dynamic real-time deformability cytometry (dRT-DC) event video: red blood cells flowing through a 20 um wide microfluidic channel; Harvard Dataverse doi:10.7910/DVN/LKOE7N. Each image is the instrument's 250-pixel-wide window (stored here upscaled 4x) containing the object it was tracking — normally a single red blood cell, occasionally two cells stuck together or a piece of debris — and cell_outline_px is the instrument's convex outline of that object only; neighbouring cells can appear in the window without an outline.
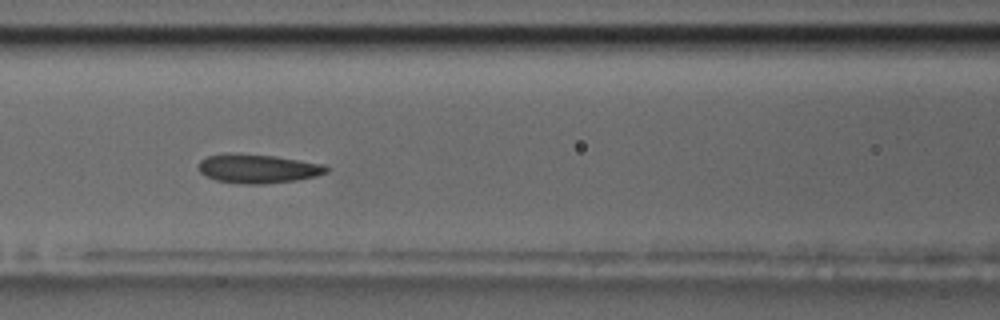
{"species": "common noctule bat (a hibernating species)", "species_latin": "Nyctalus noctula", "temperature_condition": "room temperature", "stored_images_in_passage": 42, "camera_frame_rate_fps": 3000, "um_per_image_px": 0.085, "animal": {"sex": "male", "body_mass_g": 17.5, "forearm_length_mm": 52.3}, "frame": {"image": 1, "passage_image": 21, "time_ms": 6.667, "image_size_px": [1000, 320], "cell_outline_px": [[328, 168], [324, 172], [316, 176], [296, 180], [264, 184], [244, 184], [216, 180], [204, 176], [200, 172], [200, 160], [208, 156], [228, 152], [236, 152], [276, 156], [324, 164]], "centroid_in_image_um": [21.88, 14.32], "position_along_channel_um": 144.7, "area_um2": 21.68}}
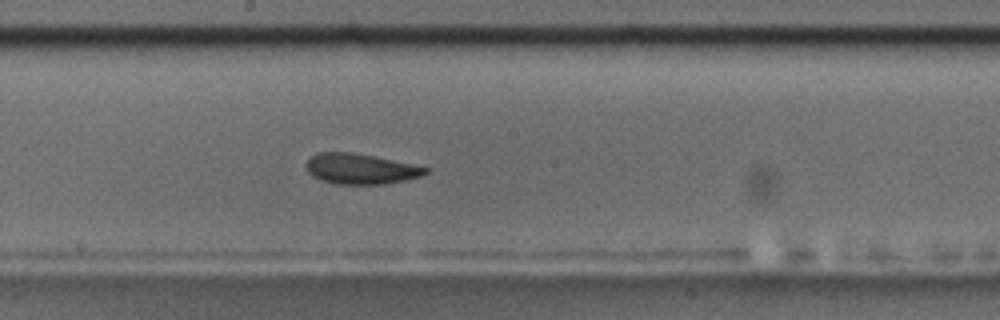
{"frame": {"image": 2, "passage_image": 27, "time_ms": 8.667, "image_size_px": [1000, 320], "cell_outline_px": [[428, 172], [420, 176], [404, 180], [384, 184], [336, 184], [320, 180], [312, 176], [308, 172], [304, 164], [316, 152], [352, 152], [412, 164], [428, 168]], "centroid_in_image_um": [30.59, 14.35], "position_along_channel_um": 217.6, "area_um2": 21.04}}
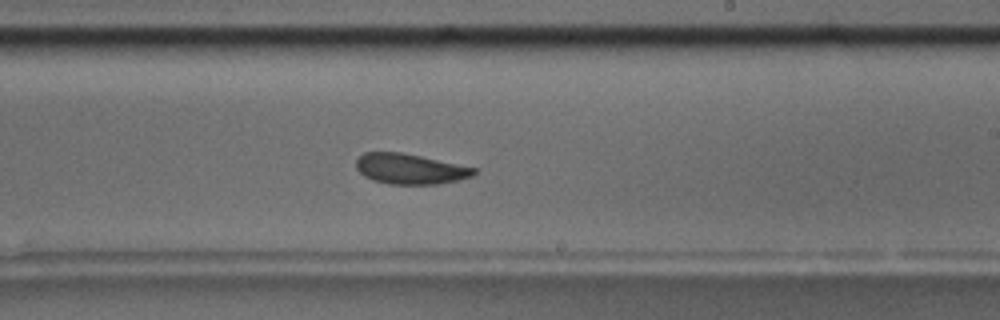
{"frame": {"image": 3, "passage_image": 30, "time_ms": 9.667, "image_size_px": [1000, 320], "cell_outline_px": [[476, 172], [472, 176], [460, 180], [436, 184], [388, 184], [372, 180], [364, 176], [356, 168], [356, 160], [364, 152], [400, 152], [420, 156], [476, 168]], "centroid_in_image_um": [34.83, 14.36], "position_along_channel_um": 254.2, "area_um2": 20.75}, "authors_computed_cell_mechanics": {"area_um2": 21.2704, "velocity_mm_per_s": 3.6652, "shape_relaxation_time_tau1_ms": 3.5314, "shape_relaxation_time_tau2_ms": 2.0523, "deformation_change_tau1": 0.0853, "deformation_change_tau2": 0.0651}}